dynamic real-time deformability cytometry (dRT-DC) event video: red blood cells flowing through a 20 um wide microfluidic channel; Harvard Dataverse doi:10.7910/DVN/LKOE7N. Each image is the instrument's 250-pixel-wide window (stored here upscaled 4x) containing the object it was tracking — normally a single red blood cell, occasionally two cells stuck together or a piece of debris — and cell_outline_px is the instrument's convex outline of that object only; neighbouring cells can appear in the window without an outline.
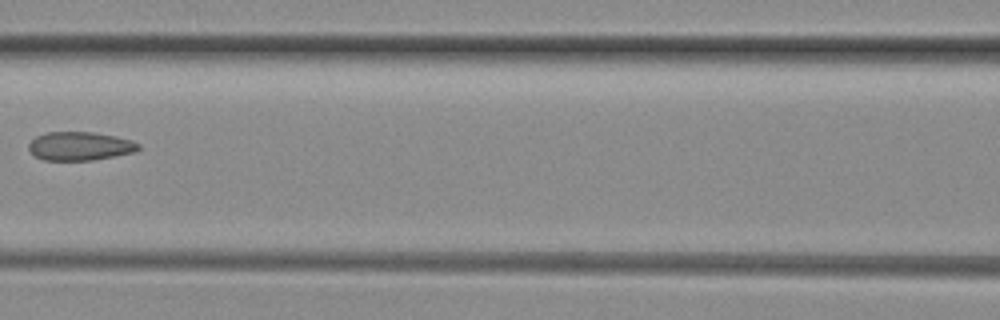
{"species": "common noctule bat (a hibernating species)", "species_latin": "Nyctalus noctula", "temperature_condition": "room temperature", "stored_images_in_passage": 4, "camera_frame_rate_fps": 3000, "um_per_image_px": 0.085, "animal": {"sex": "female", "body_mass_g": 29.2, "forearm_length_mm": 56.3}, "frame": {"image": 1, "passage_image": 4, "time_ms": 1.0, "image_size_px": [1000, 320], "cell_outline_px": [[140, 148], [136, 152], [92, 160], [44, 160], [36, 156], [28, 148], [28, 144], [36, 136], [48, 132], [92, 132], [116, 136], [132, 140], [140, 144]], "centroid_in_image_um": [6.82, 12.41], "position_along_channel_um": 159.8, "area_um2": 18.26}}